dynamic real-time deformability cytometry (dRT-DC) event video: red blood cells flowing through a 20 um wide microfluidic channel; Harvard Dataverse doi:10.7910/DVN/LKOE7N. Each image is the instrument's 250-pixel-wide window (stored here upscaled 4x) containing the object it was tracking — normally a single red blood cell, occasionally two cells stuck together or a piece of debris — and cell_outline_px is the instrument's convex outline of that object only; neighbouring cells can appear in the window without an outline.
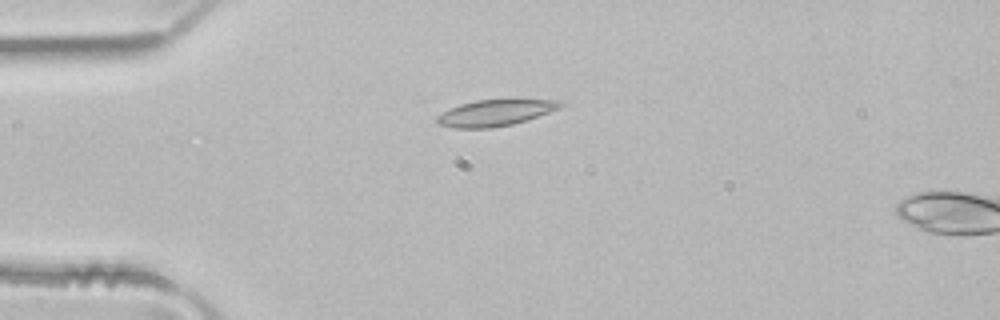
{"species": "common noctule bat (a hibernating species)", "species_latin": "Nyctalus noctula", "temperature_condition": "room temperature", "stored_images_in_passage": 2, "camera_frame_rate_fps": 3000, "um_per_image_px": 0.085, "animal": {"sex": "male", "body_mass_g": 21.5, "forearm_length_mm": 52.0}, "frame": {"image": 1, "passage_image": 1, "time_ms": 0.0, "image_size_px": [1000, 320], "cell_outline_px": [[564, 104], [560, 108], [512, 124], [492, 128], [456, 128], [436, 124], [436, 116], [448, 108], [460, 104], [476, 100], [508, 96], [512, 96], [560, 100]], "centroid_in_image_um": [42.13, 9.52], "position_along_channel_um": 42.9, "area_um2": 19.94}}